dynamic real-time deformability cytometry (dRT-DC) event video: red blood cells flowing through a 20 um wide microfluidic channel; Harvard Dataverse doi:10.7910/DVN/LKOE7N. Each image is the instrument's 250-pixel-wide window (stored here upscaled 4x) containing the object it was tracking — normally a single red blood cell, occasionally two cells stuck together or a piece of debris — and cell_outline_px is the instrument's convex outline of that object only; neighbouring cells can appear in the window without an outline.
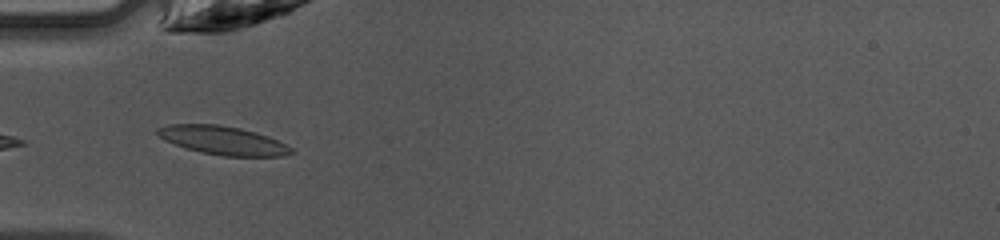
{"species": "common noctule bat (a hibernating species)", "species_latin": "Nyctalus noctula", "temperature_condition": "warm", "stored_images_in_passage": 32, "camera_frame_rate_fps": 3000, "um_per_image_px": 0.085, "animal": {"sex": "female", "body_mass_g": 10.0, "forearm_length_mm": 53.1}, "frame": {"image": 1, "passage_image": 1, "time_ms": 0.0, "image_size_px": [1000, 240], "cell_outline_px": [[296, 152], [284, 156], [224, 156], [204, 152], [188, 148], [164, 140], [156, 132], [156, 128], [168, 124], [220, 124], [240, 128], [256, 132], [268, 136], [292, 148]], "centroid_in_image_um": [18.96, 11.92], "position_along_channel_um": 66.0, "area_um2": 22.08}, "authors_computed_cell_mechanics": {"area_um2": 18.6983, "velocity_mm_per_s": 4.2528, "shape_relaxation_time_tau1_ms": 3.4844, "shape_relaxation_time_tau2_ms": 1.7739, "deformation_change_tau1": 0.1615, "deformation_change_tau2": 0.1}}